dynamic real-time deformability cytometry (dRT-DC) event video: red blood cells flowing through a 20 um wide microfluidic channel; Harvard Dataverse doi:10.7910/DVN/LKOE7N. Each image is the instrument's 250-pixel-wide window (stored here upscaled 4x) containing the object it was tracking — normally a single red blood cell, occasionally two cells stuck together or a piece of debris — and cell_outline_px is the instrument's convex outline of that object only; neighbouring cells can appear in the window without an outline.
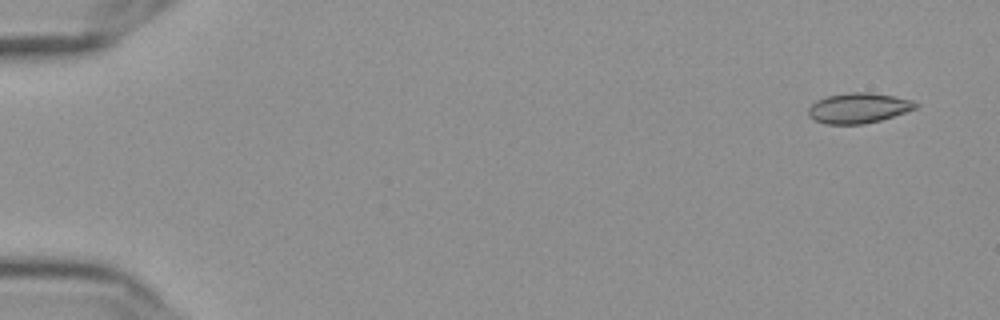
{"species": "Egyptian fruit bat (a non-hibernating species)", "species_latin": "Rousettus aegyptiacus", "temperature_condition": "cold", "stored_images_in_passage": 54, "camera_frame_rate_fps": 3000, "um_per_image_px": 0.085, "frame": {"image": 1, "passage_image": 1, "time_ms": 0.0, "image_size_px": [1000, 320], "cell_outline_px": [[920, 104], [916, 108], [880, 120], [864, 124], [824, 124], [808, 116], [808, 108], [816, 100], [828, 96], [848, 92], [868, 92], [892, 96], [912, 100]], "centroid_in_image_um": [72.95, 9.18], "position_along_channel_um": 12.1, "area_um2": 18.79}}
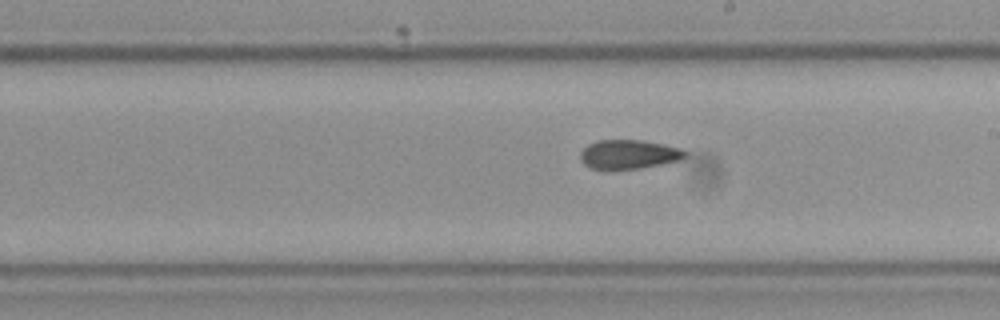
{"frame": {"image": 2, "passage_image": 31, "time_ms": 10.0, "image_size_px": [1000, 320], "cell_outline_px": [[688, 156], [680, 160], [664, 164], [640, 168], [592, 168], [584, 164], [580, 160], [580, 152], [588, 144], [596, 140], [640, 140], [664, 144], [680, 148], [688, 152]], "centroid_in_image_um": [53.49, 13.1], "position_along_channel_um": 235.5, "area_um2": 17.74}}
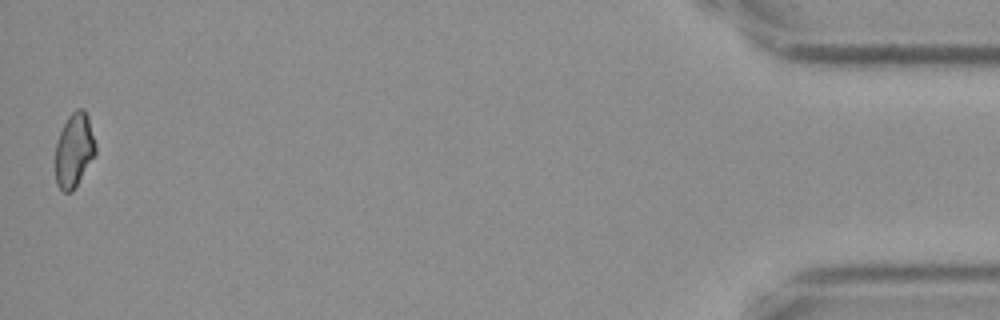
{"frame": {"image": 3, "passage_image": 54, "time_ms": 17.667, "image_size_px": [1000, 320], "cell_outline_px": [[96, 152], [72, 192], [64, 192], [56, 184], [56, 144], [60, 132], [68, 116], [76, 108], [84, 108], [88, 116], [96, 144]], "centroid_in_image_um": [6.3, 12.73], "position_along_channel_um": 428.9, "area_um2": 17.17}, "authors_computed_cell_mechanics": {"area_um2": 18.4093, "velocity_mm_per_s": 3.6312, "shape_relaxation_time_tau1_ms": null, "shape_relaxation_time_tau2_ms": 1.8794, "deformation_change_tau1": null, "deformation_change_tau2": 0.0588}}